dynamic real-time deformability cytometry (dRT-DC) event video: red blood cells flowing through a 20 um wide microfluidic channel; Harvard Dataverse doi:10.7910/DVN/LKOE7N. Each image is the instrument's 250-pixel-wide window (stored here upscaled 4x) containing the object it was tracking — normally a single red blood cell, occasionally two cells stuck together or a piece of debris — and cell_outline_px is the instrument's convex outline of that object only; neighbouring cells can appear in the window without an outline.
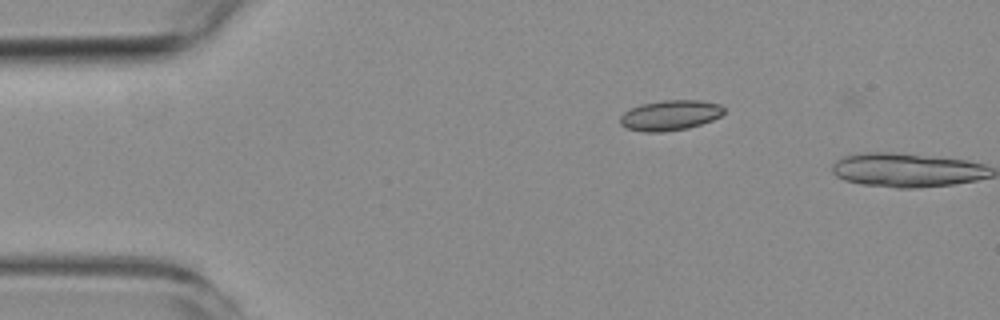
{"species": "common noctule bat (a hibernating species)", "species_latin": "Nyctalus noctula", "temperature_condition": "room temperature", "stored_images_in_passage": 2, "camera_frame_rate_fps": 3000, "um_per_image_px": 0.085, "animal": {"sex": "female", "body_mass_g": 19.3, "forearm_length_mm": 54.1}, "frame": {"image": 1, "passage_image": 1, "time_ms": 0.0, "image_size_px": [1000, 320], "cell_outline_px": [[724, 112], [720, 116], [712, 120], [688, 128], [660, 132], [644, 132], [628, 128], [620, 124], [620, 116], [624, 112], [640, 104], [664, 100], [700, 100], [720, 104], [724, 108]], "centroid_in_image_um": [56.96, 9.79], "position_along_channel_um": 28.0, "area_um2": 18.21}}